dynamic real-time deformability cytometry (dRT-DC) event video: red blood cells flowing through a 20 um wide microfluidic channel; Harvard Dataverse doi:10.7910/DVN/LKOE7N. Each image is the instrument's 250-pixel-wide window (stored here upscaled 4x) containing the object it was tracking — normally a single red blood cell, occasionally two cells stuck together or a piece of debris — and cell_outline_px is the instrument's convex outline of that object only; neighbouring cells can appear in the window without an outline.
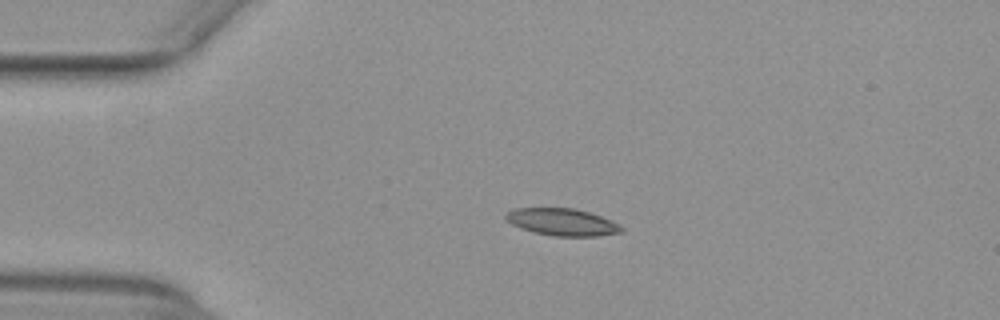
{"species": "common noctule bat (a hibernating species)", "species_latin": "Nyctalus noctula", "temperature_condition": "warm", "stored_images_in_passage": 41, "camera_frame_rate_fps": 3000, "um_per_image_px": 0.085, "animal": {"sex": "female", "body_mass_g": 29.2, "forearm_length_mm": 56.3}, "frame": {"image": 1, "passage_image": 1, "time_ms": 0.0, "image_size_px": [1000, 320], "cell_outline_px": [[624, 232], [596, 236], [552, 236], [532, 232], [520, 228], [512, 224], [504, 216], [512, 208], [572, 208], [588, 212], [612, 220], [624, 228]], "centroid_in_image_um": [47.79, 18.88], "position_along_channel_um": 37.2, "area_um2": 18.32}}
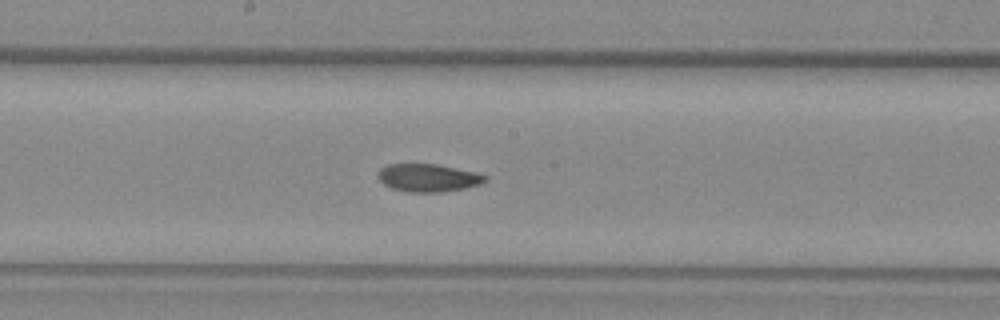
{"frame": {"image": 2, "passage_image": 17, "time_ms": 5.333, "image_size_px": [1000, 320], "cell_outline_px": [[488, 180], [480, 184], [464, 188], [440, 192], [408, 192], [392, 188], [384, 184], [376, 176], [380, 168], [388, 164], [436, 164], [476, 172], [488, 176]], "centroid_in_image_um": [36.39, 15.11], "position_along_channel_um": 211.8, "area_um2": 17.4}}
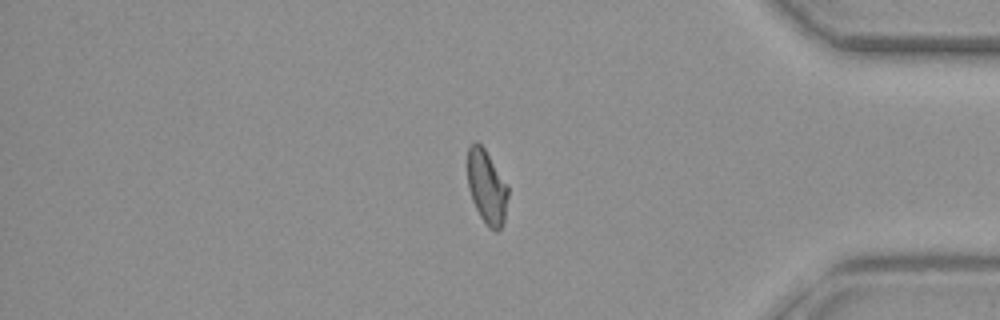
{"frame": {"image": 3, "passage_image": 33, "time_ms": 10.667, "image_size_px": [1000, 320], "cell_outline_px": [[508, 196], [504, 220], [500, 228], [496, 232], [488, 228], [480, 216], [472, 200], [468, 188], [468, 148], [476, 140], [484, 148], [508, 184]], "centroid_in_image_um": [41.38, 15.91], "position_along_channel_um": 393.8, "area_um2": 17.46}, "authors_computed_cell_mechanics": {"area_um2": 17.8024, "velocity_mm_per_s": 3.954, "shape_relaxation_time_tau1_ms": null, "shape_relaxation_time_tau2_ms": 3.2737, "deformation_change_tau1": null, "deformation_change_tau2": 0.0786}}